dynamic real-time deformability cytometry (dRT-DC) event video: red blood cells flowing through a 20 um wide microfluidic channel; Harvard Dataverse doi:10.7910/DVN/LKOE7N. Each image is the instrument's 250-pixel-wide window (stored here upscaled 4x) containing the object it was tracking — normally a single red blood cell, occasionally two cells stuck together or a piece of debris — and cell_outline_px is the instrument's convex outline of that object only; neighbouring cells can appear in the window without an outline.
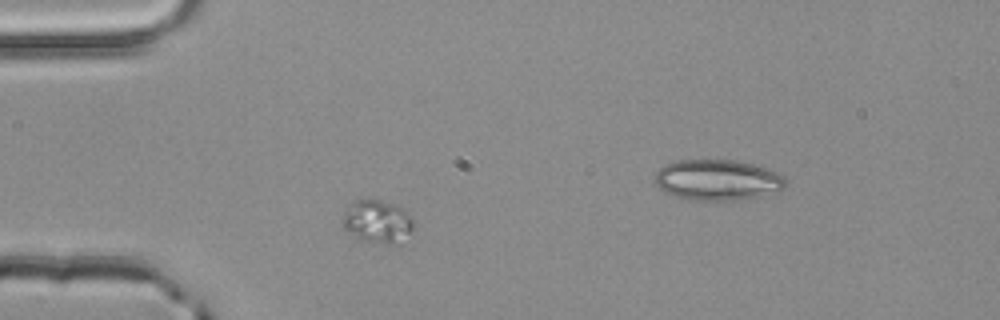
{"species": "common noctule bat (a hibernating species)", "species_latin": "Nyctalus noctula", "temperature_condition": "room temperature", "stored_images_in_passage": 40, "camera_frame_rate_fps": 3000, "um_per_image_px": 0.085, "animal": {"sex": "male", "body_mass_g": 20.4}, "frame": {"image": 1, "passage_image": 1, "time_ms": 0.0, "image_size_px": [1000, 320], "cell_outline_px": [[412, 228], [408, 232], [392, 244], [360, 240], [344, 228], [344, 212], [352, 200], [380, 200], [400, 208], [408, 212], [412, 220]], "centroid_in_image_um": [32.02, 18.8], "position_along_channel_um": 53.0, "area_um2": 16.94}}
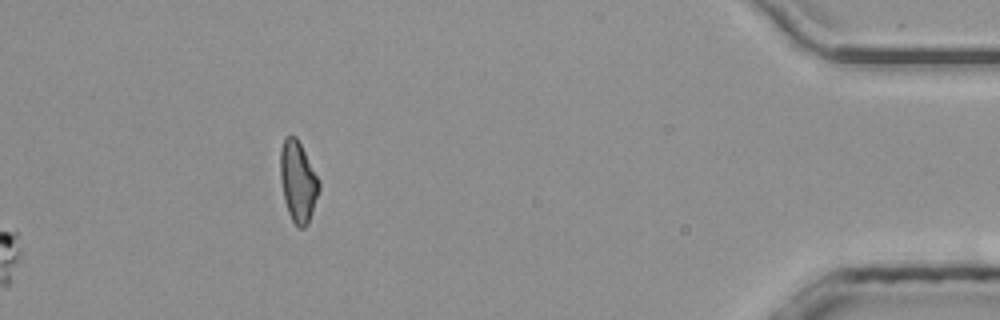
{"frame": {"image": 2, "passage_image": 40, "time_ms": 13.0, "image_size_px": [1000, 320], "cell_outline_px": [[320, 188], [308, 224], [304, 228], [296, 228], [288, 212], [284, 200], [280, 180], [280, 148], [284, 136], [296, 136], [320, 184]], "centroid_in_image_um": [25.3, 15.46], "position_along_channel_um": 409.9, "area_um2": 18.09}}